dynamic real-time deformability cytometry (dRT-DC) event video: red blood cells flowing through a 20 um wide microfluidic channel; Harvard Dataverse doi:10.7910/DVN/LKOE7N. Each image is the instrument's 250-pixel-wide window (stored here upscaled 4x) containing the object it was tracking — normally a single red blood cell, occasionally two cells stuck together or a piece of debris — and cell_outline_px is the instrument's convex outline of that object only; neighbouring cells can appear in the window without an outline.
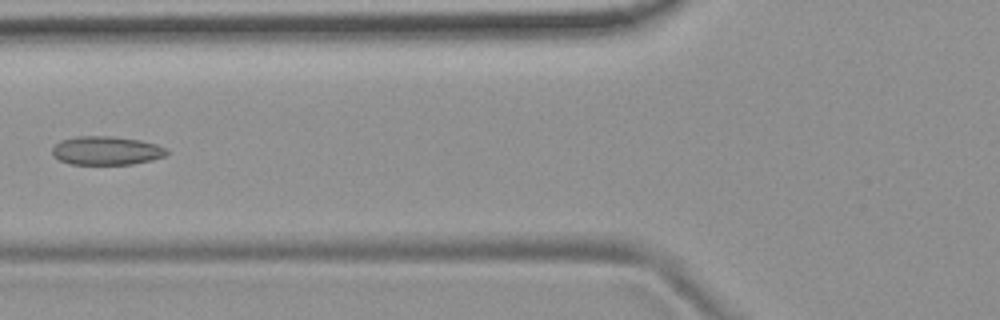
{"species": "common noctule bat (a hibernating species)", "species_latin": "Nyctalus noctula", "temperature_condition": "room temperature", "stored_images_in_passage": 5, "camera_frame_rate_fps": 3000, "um_per_image_px": 0.085, "animal": {"sex": "female", "body_mass_g": 19.9}, "frame": {"image": 1, "passage_image": 5, "time_ms": 4.667, "image_size_px": [1000, 320], "cell_outline_px": [[168, 152], [164, 156], [152, 160], [132, 164], [68, 164], [52, 156], [52, 148], [60, 140], [80, 136], [112, 136], [140, 140], [156, 144], [164, 148]], "centroid_in_image_um": [9.01, 12.8], "position_along_channel_um": 116.8, "area_um2": 19.07}}